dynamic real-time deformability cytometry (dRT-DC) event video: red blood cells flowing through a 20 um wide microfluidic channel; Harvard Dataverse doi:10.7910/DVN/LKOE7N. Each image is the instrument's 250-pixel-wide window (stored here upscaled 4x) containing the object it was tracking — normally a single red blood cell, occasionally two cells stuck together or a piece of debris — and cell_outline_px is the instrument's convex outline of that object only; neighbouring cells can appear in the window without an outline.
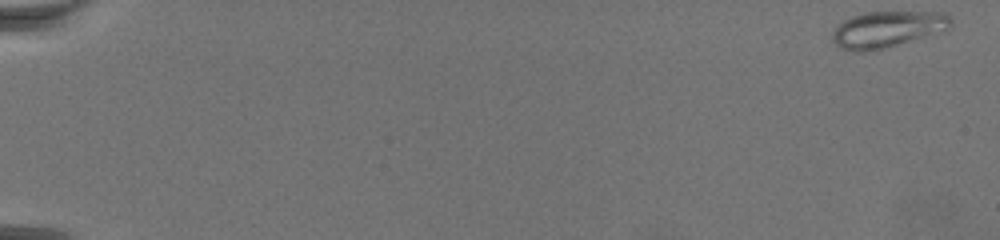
{"species": "common noctule bat (a hibernating species)", "species_latin": "Nyctalus noctula", "temperature_condition": "warm", "stored_images_in_passage": 72, "camera_frame_rate_fps": 3000, "um_per_image_px": 0.085, "animal": {"sex": "female", "body_mass_g": 19.5, "forearm_length_mm": 54.1}, "frame": {"image": 1, "passage_image": 1, "time_ms": 0.0, "image_size_px": [1000, 240], "cell_outline_px": [[952, 24], [948, 28], [876, 52], [852, 52], [840, 48], [832, 40], [832, 32], [844, 20], [852, 16], [868, 12], [944, 12], [952, 20]], "centroid_in_image_um": [75.37, 2.51], "position_along_channel_um": 9.6, "area_um2": 25.03}}
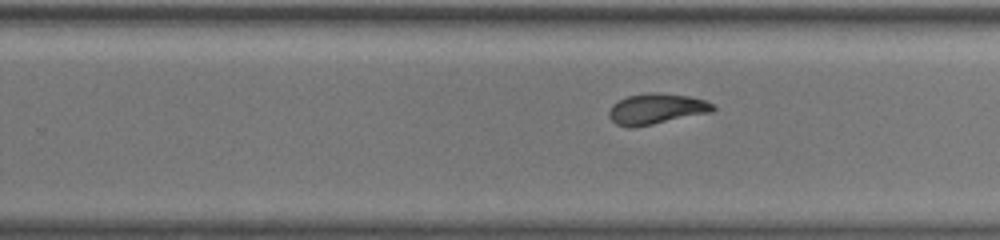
{"frame": {"image": 2, "passage_image": 48, "time_ms": 15.667, "image_size_px": [1000, 240], "cell_outline_px": [[716, 108], [712, 112], [632, 128], [628, 128], [616, 124], [608, 116], [608, 112], [612, 104], [628, 96], [648, 92], [652, 92], [688, 96], [704, 100], [712, 104]], "centroid_in_image_um": [55.76, 9.26], "position_along_channel_um": 274.0, "area_um2": 18.44}}
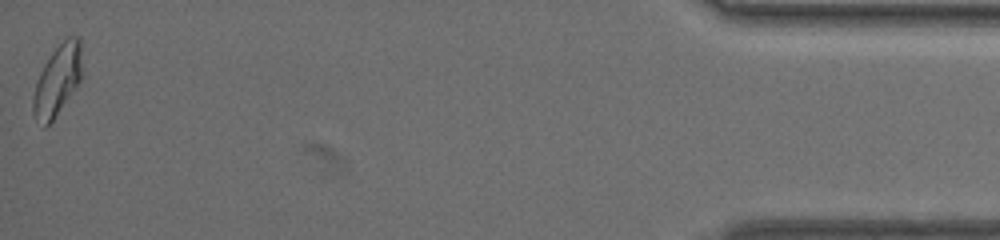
{"frame": {"image": 3, "passage_image": 72, "time_ms": 23.667, "image_size_px": [1000, 240], "cell_outline_px": [[84, 72], [80, 80], [52, 120], [44, 128], [36, 120], [32, 112], [32, 96], [36, 80], [44, 64], [52, 52], [68, 36], [80, 36]], "centroid_in_image_um": [4.89, 6.78], "position_along_channel_um": 430.3, "area_um2": 20.29}}